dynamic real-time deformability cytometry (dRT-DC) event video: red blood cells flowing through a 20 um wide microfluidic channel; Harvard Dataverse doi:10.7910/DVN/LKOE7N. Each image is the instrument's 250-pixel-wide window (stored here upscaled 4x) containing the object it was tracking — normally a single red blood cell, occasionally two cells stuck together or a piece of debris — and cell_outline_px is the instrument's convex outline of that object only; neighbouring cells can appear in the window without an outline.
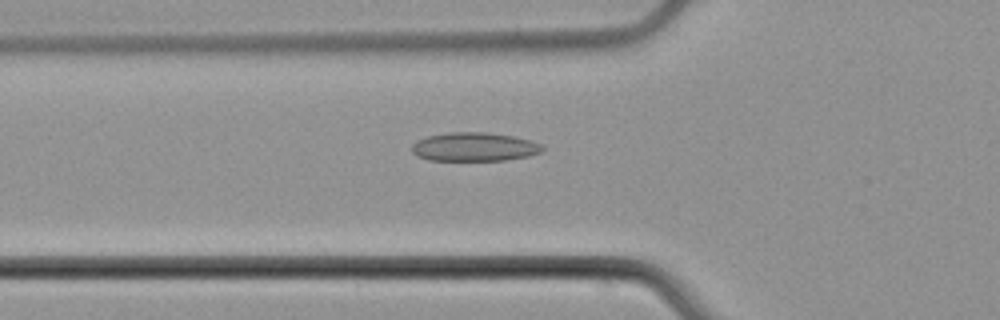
{"species": "common noctule bat (a hibernating species)", "species_latin": "Nyctalus noctula", "temperature_condition": "cold", "stored_images_in_passage": 48, "camera_frame_rate_fps": 3000, "um_per_image_px": 0.085, "animal": {"sex": "male", "body_mass_g": 21.5, "forearm_length_mm": 52.0}, "frame": {"image": 1, "passage_image": 13, "time_ms": 4.0, "image_size_px": [1000, 320], "cell_outline_px": [[544, 148], [540, 152], [528, 156], [504, 160], [428, 160], [416, 156], [412, 152], [412, 144], [416, 140], [428, 136], [448, 132], [488, 132], [512, 136], [532, 140], [544, 144]], "centroid_in_image_um": [40.32, 12.47], "position_along_channel_um": 85.5, "area_um2": 22.02}}
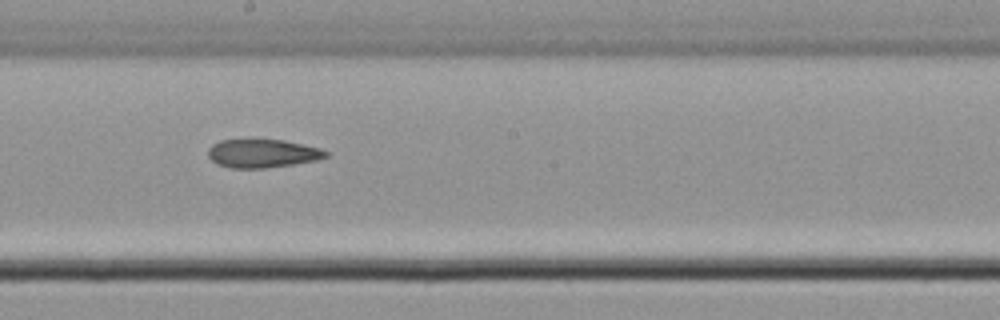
{"frame": {"image": 2, "passage_image": 24, "time_ms": 7.667, "image_size_px": [1000, 320], "cell_outline_px": [[328, 156], [316, 160], [292, 164], [264, 168], [228, 168], [216, 164], [208, 156], [208, 148], [212, 144], [220, 140], [284, 140], [304, 144], [320, 148], [328, 152]], "centroid_in_image_um": [22.29, 13.04], "position_along_channel_um": 225.9, "area_um2": 19.48}}
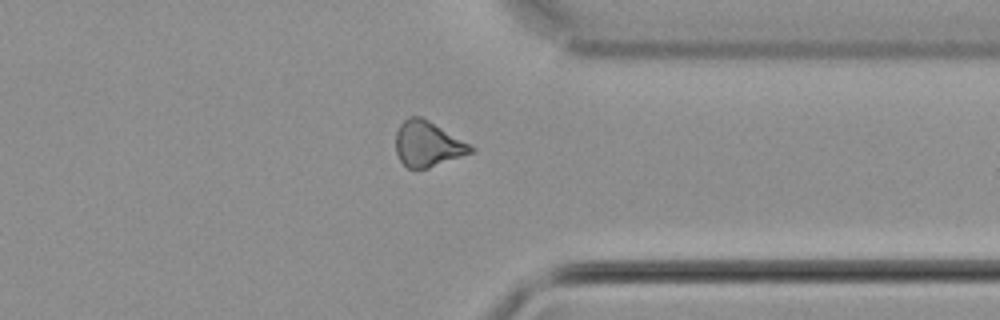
{"frame": {"image": 3, "passage_image": 36, "time_ms": 11.667, "image_size_px": [1000, 320], "cell_outline_px": [[476, 152], [428, 168], [408, 168], [400, 160], [396, 152], [396, 132], [400, 124], [408, 116], [420, 116], [428, 120], [476, 148]], "centroid_in_image_um": [36.36, 12.24], "position_along_channel_um": 375.0, "area_um2": 19.77}}